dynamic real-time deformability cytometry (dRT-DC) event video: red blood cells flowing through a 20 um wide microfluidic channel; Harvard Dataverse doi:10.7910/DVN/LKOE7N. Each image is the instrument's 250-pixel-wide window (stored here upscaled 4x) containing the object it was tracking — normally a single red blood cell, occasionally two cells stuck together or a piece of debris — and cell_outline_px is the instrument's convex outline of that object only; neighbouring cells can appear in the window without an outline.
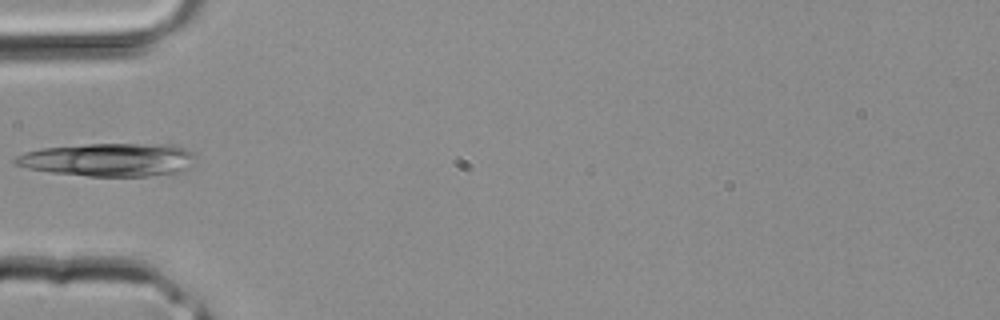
{"species": "common noctule bat (a hibernating species)", "species_latin": "Nyctalus noctula", "temperature_condition": "room temperature", "stored_images_in_passage": 2, "camera_frame_rate_fps": 3000, "um_per_image_px": 0.085, "animal": {"sex": "male", "body_mass_g": 20.4}, "frame": {"image": 1, "passage_image": 2, "time_ms": 0.333, "image_size_px": [1000, 320], "cell_outline_px": [[196, 160], [184, 172], [148, 176], [88, 176], [52, 172], [28, 168], [12, 164], [12, 160], [16, 156], [24, 152], [40, 148], [88, 144], [172, 144], [184, 148], [192, 152], [196, 156]], "centroid_in_image_um": [9.26, 13.57], "position_along_channel_um": 75.7, "area_um2": 35.26}}